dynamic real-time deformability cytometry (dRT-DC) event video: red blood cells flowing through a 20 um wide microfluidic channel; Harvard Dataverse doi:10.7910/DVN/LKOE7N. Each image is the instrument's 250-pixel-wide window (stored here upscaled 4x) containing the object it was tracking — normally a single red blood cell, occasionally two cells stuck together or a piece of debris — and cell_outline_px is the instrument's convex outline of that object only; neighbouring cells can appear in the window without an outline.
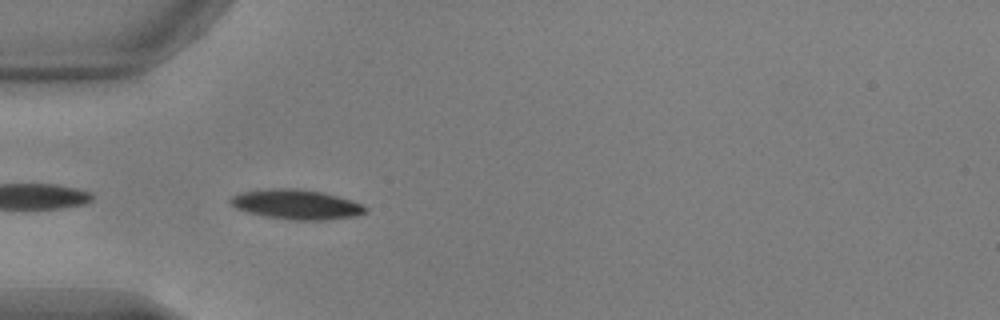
{"species": "common noctule bat (a hibernating species)", "species_latin": "Nyctalus noctula", "temperature_condition": "warm", "stored_images_in_passage": 25, "camera_frame_rate_fps": 3000, "um_per_image_px": 0.085, "animal": {"sex": "male", "body_mass_g": 17.9, "forearm_length_mm": 54.2}, "frame": {"image": 1, "passage_image": 2, "time_ms": 0.333, "image_size_px": [1000, 320], "cell_outline_px": [[368, 212], [356, 216], [324, 220], [292, 220], [264, 216], [248, 212], [236, 208], [228, 200], [232, 196], [240, 192], [268, 188], [300, 188], [324, 192], [352, 200], [364, 204], [368, 208]], "centroid_in_image_um": [25.23, 17.36], "position_along_channel_um": 59.8, "area_um2": 23.76}}
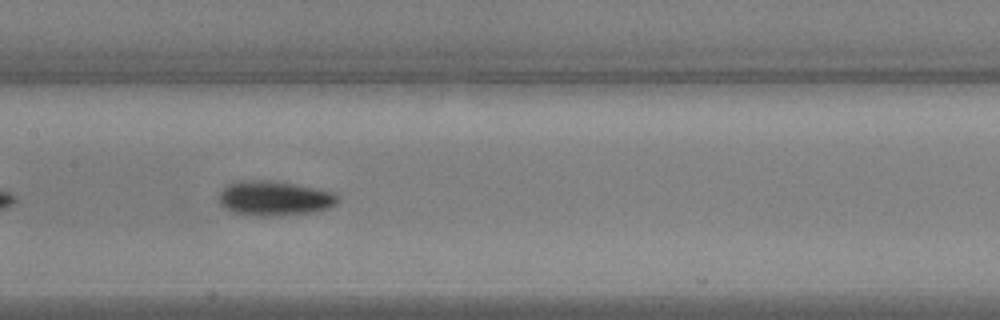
{"frame": {"image": 2, "passage_image": 12, "time_ms": 3.667, "image_size_px": [1000, 320], "cell_outline_px": [[340, 196], [336, 204], [328, 208], [312, 212], [272, 216], [256, 216], [232, 212], [224, 208], [216, 200], [220, 192], [228, 184], [236, 180], [272, 180], [320, 188], [336, 192]], "centroid_in_image_um": [23.32, 16.84], "position_along_channel_um": 184.1, "area_um2": 24.57}}
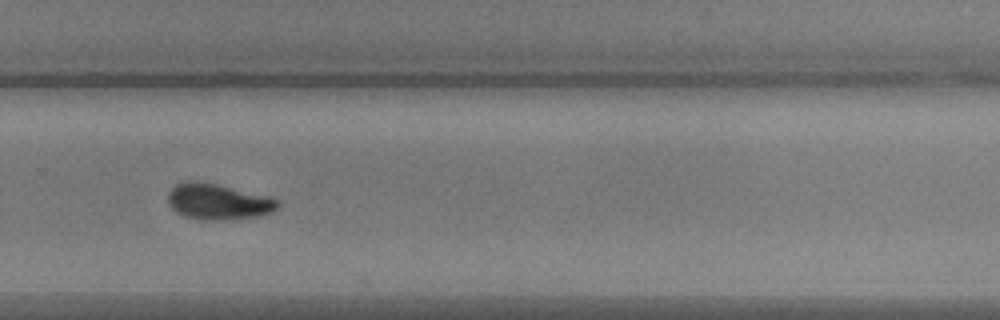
{"frame": {"image": 3, "passage_image": 22, "time_ms": 7.0, "image_size_px": [1000, 320], "cell_outline_px": [[280, 204], [272, 212], [260, 216], [224, 220], [200, 220], [184, 216], [176, 212], [168, 204], [168, 192], [176, 184], [192, 180], [196, 180], [216, 184], [280, 200]], "centroid_in_image_um": [18.5, 17.16], "position_along_channel_um": 311.3, "area_um2": 22.83}}